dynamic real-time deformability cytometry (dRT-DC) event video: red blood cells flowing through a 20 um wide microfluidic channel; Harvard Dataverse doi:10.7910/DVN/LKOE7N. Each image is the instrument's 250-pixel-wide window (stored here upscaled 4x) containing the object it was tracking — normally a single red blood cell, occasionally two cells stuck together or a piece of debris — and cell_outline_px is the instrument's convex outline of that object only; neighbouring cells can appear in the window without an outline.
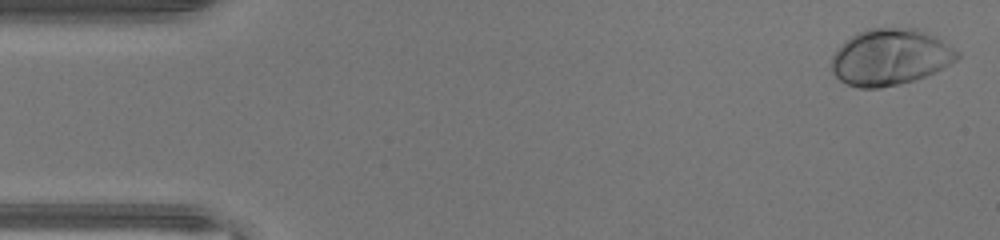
{"species": "human", "species_latin": "Homo sapiens", "temperature_condition": "warm", "stored_images_in_passage": 45, "camera_frame_rate_fps": 3000, "um_per_image_px": 0.085, "donor": {"sex": "male"}, "frame": {"image": 1, "passage_image": 1, "time_ms": 0.0, "image_size_px": [1000, 240], "cell_outline_px": [[960, 56], [956, 60], [916, 80], [900, 84], [880, 88], [860, 88], [848, 84], [840, 80], [832, 72], [832, 56], [844, 40], [868, 28], [916, 28], [936, 36], [960, 52]], "centroid_in_image_um": [75.66, 4.85], "position_along_channel_um": 9.3, "area_um2": 41.1}}
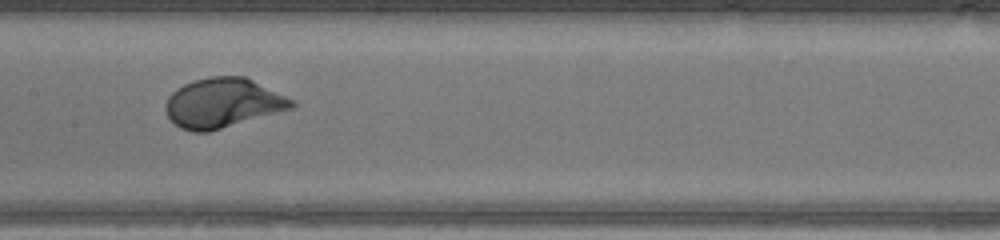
{"frame": {"image": 2, "passage_image": 22, "time_ms": 7.0, "image_size_px": [1000, 240], "cell_outline_px": [[296, 104], [292, 108], [208, 132], [192, 132], [180, 128], [168, 116], [164, 108], [164, 104], [168, 96], [172, 92], [184, 84], [192, 80], [208, 76], [244, 76], [296, 100]], "centroid_in_image_um": [18.93, 8.74], "position_along_channel_um": 188.5, "area_um2": 36.41}}
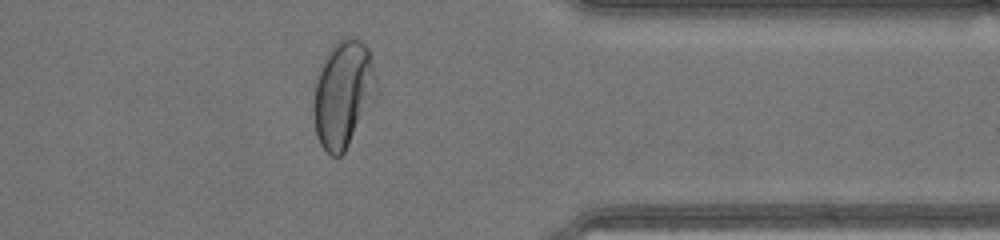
{"frame": {"image": 3, "passage_image": 36, "time_ms": 11.667, "image_size_px": [1000, 240], "cell_outline_px": [[372, 76], [368, 96], [348, 144], [344, 152], [340, 156], [332, 156], [320, 144], [316, 132], [312, 112], [312, 100], [316, 80], [324, 56], [332, 44], [336, 40], [344, 36], [356, 36], [368, 48], [372, 64]], "centroid_in_image_um": [29.0, 7.88], "position_along_channel_um": 382.4, "area_um2": 36.88}, "authors_computed_cell_mechanics": {"area_um2": 36.703, "velocity_mm_per_s": 4.4466, "shape_relaxation_time_tau1_ms": 1.9129, "shape_relaxation_time_tau2_ms": null, "deformation_change_tau1": 0.1513, "deformation_change_tau2": null}}